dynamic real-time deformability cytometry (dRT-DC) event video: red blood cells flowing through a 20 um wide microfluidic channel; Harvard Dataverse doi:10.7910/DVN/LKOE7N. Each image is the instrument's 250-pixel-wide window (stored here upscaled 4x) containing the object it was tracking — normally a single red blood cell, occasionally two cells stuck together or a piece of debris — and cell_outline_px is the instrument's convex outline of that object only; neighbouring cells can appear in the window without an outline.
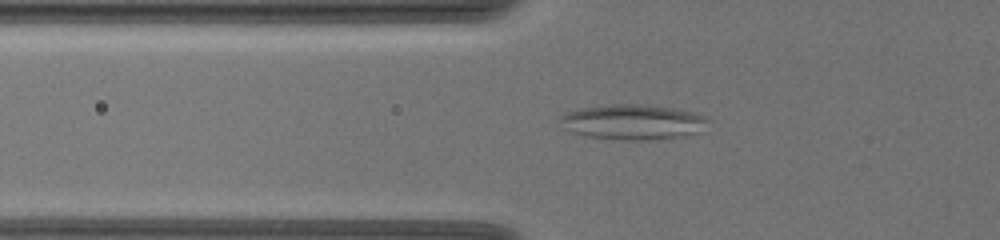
{"species": "common noctule bat (a hibernating species)", "species_latin": "Nyctalus noctula", "temperature_condition": "warm", "stored_images_in_passage": 63, "camera_frame_rate_fps": 3000, "um_per_image_px": 0.085, "animal": {"sex": "female", "body_mass_g": 19.5, "forearm_length_mm": 54.1}, "frame": {"image": 1, "passage_image": 26, "time_ms": 8.333, "image_size_px": [1000, 240], "cell_outline_px": [[708, 120], [696, 132], [688, 136], [648, 140], [624, 140], [584, 136], [560, 128], [560, 116], [568, 112], [580, 108], [616, 104], [648, 104], [672, 108], [692, 112]], "centroid_in_image_um": [53.7, 10.38], "position_along_channel_um": 72.1, "area_um2": 30.17}}
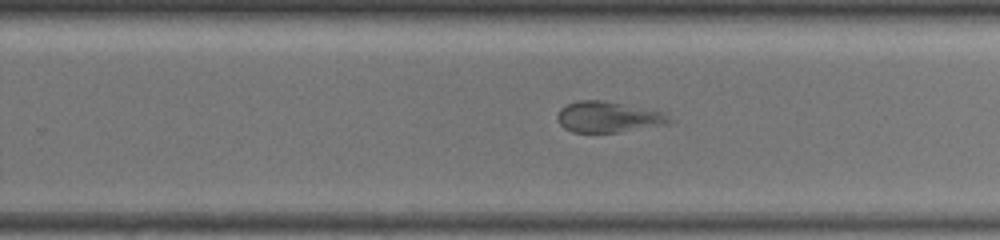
{"frame": {"image": 2, "passage_image": 44, "time_ms": 14.333, "image_size_px": [1000, 240], "cell_outline_px": [[672, 120], [668, 124], [620, 132], [572, 132], [564, 128], [560, 124], [556, 116], [560, 108], [576, 100], [604, 100], [664, 112]], "centroid_in_image_um": [51.68, 9.94], "position_along_channel_um": 278.1, "area_um2": 20.17}}
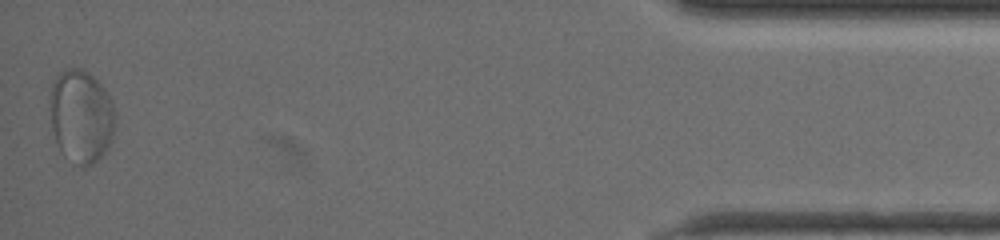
{"frame": {"image": 3, "passage_image": 63, "time_ms": 20.667, "image_size_px": [1000, 240], "cell_outline_px": [[116, 116], [112, 140], [104, 152], [92, 164], [80, 168], [64, 156], [60, 152], [52, 128], [48, 104], [48, 96], [52, 84], [56, 76], [60, 72], [68, 68], [80, 68], [88, 72], [100, 84], [112, 100]], "centroid_in_image_um": [6.87, 9.88], "position_along_channel_um": 428.3, "area_um2": 35.95}}